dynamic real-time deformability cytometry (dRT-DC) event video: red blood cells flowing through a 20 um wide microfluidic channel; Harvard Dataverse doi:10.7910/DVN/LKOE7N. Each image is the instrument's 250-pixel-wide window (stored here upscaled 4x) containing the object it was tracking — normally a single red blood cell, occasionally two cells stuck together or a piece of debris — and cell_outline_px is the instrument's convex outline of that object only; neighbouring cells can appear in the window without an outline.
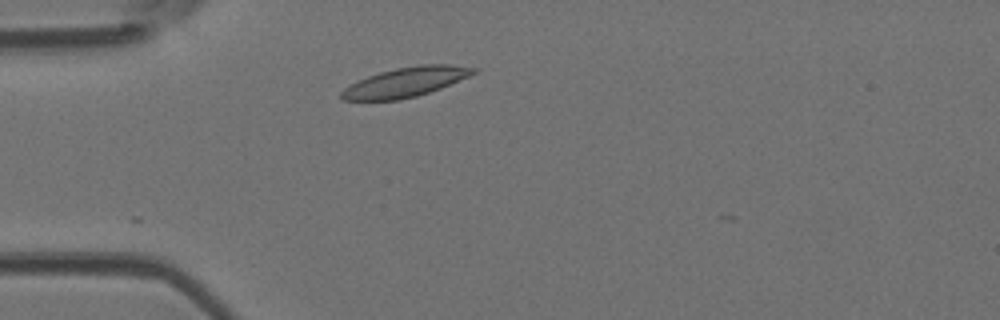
{"species": "Egyptian fruit bat (a non-hibernating species)", "species_latin": "Rousettus aegyptiacus", "temperature_condition": "room temperature", "stored_images_in_passage": 2, "camera_frame_rate_fps": 3000, "um_per_image_px": 0.085, "animal": {"sex": "female"}, "frame": {"image": 1, "passage_image": 1, "time_ms": 0.0, "image_size_px": [1000, 320], "cell_outline_px": [[480, 68], [476, 72], [468, 76], [440, 88], [416, 96], [400, 100], [340, 100], [340, 92], [344, 88], [368, 76], [380, 72], [396, 68], [420, 64], [452, 64]], "centroid_in_image_um": [34.48, 6.97], "position_along_channel_um": 50.5, "area_um2": 22.6}}